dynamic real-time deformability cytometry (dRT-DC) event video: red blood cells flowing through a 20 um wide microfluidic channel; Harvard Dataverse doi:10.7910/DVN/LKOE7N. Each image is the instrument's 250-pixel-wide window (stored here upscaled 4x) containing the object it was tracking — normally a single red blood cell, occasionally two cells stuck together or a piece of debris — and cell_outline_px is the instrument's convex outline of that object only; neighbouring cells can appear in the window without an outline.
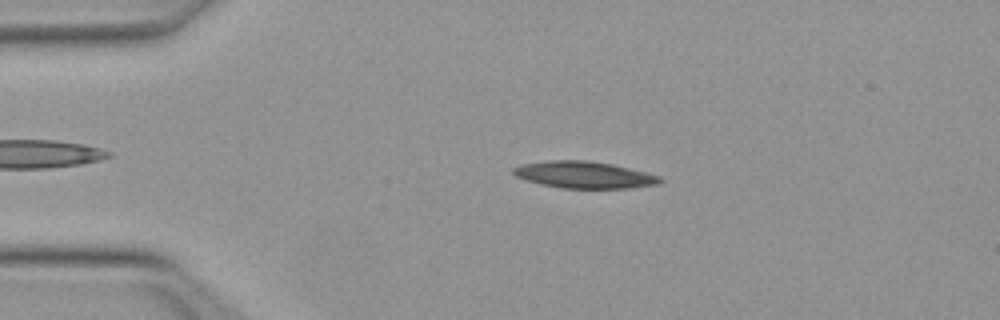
{"species": "Egyptian fruit bat (a non-hibernating species)", "species_latin": "Rousettus aegyptiacus", "temperature_condition": "warm", "stored_images_in_passage": 48, "camera_frame_rate_fps": 3000, "um_per_image_px": 0.085, "animal": {"sex": "female"}, "frame": {"image": 1, "passage_image": 8, "time_ms": 2.333, "image_size_px": [1000, 320], "cell_outline_px": [[664, 180], [660, 184], [628, 188], [560, 188], [540, 184], [516, 176], [512, 172], [512, 168], [524, 164], [548, 160], [588, 160], [612, 164], [660, 176]], "centroid_in_image_um": [49.67, 14.86], "position_along_channel_um": 35.3, "area_um2": 22.83}}
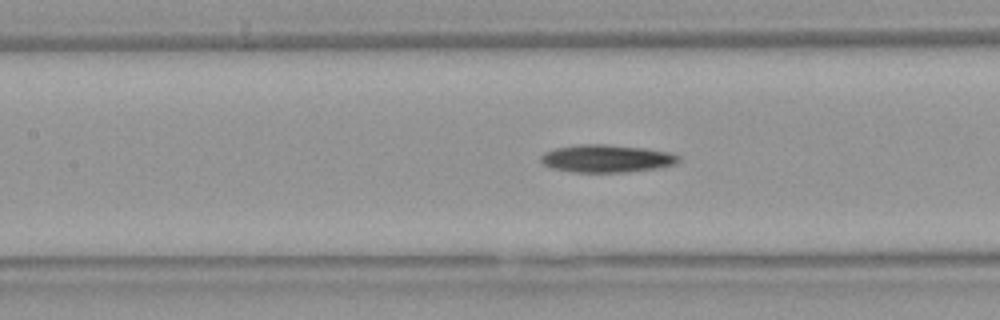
{"frame": {"image": 2, "passage_image": 20, "time_ms": 6.333, "image_size_px": [1000, 320], "cell_outline_px": [[680, 160], [676, 164], [660, 168], [628, 172], [572, 172], [552, 168], [544, 164], [540, 160], [540, 156], [544, 152], [556, 148], [580, 144], [604, 144], [644, 148], [668, 152], [680, 156]], "centroid_in_image_um": [51.57, 13.48], "position_along_channel_um": 155.8, "area_um2": 22.31}}
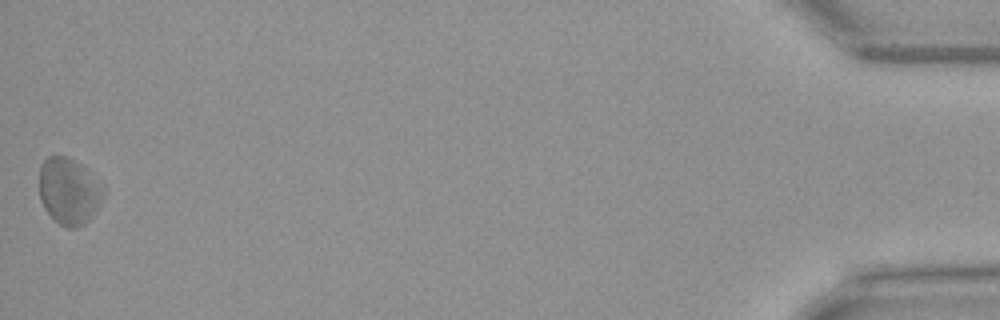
{"frame": {"image": 3, "passage_image": 48, "time_ms": 15.667, "image_size_px": [1000, 320], "cell_outline_px": [[104, 192], [96, 208], [88, 220], [84, 224], [76, 228], [68, 228], [60, 224], [44, 208], [40, 200], [40, 164], [48, 156], [68, 156], [80, 164], [104, 188]], "centroid_in_image_um": [5.82, 16.24], "position_along_channel_um": 429.4, "area_um2": 24.33}}